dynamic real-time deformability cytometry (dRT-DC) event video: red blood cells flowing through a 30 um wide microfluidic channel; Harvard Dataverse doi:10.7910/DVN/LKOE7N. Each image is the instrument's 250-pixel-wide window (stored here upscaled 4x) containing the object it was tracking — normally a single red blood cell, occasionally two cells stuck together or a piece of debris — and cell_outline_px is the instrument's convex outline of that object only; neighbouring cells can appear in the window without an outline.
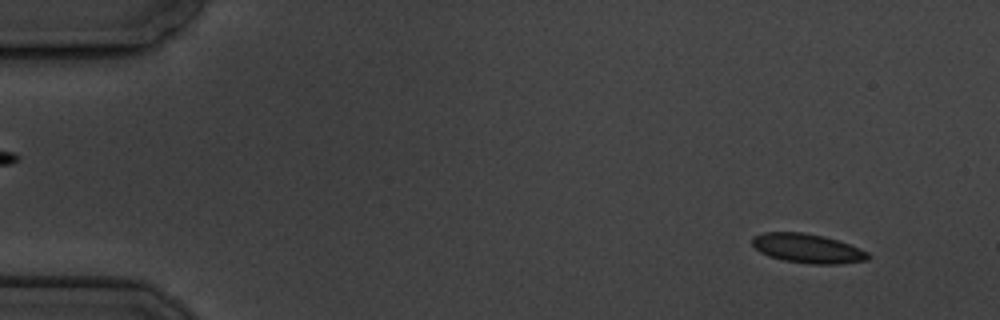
{"species": "common noctule bat (a hibernating species)", "species_latin": "Nyctalus noctula", "temperature_condition": "cold", "stored_images_in_passage": 8, "camera_frame_rate_fps": 3000, "um_per_image_px": 0.085, "animal": {"sex": "male", "body_mass_g": 19.5, "forearm_length_mm": 54.6}, "frame": {"image": 1, "passage_image": 1, "time_ms": 0.0, "image_size_px": [1000, 320], "cell_outline_px": [[872, 256], [868, 260], [836, 264], [812, 264], [784, 260], [768, 256], [760, 252], [752, 244], [752, 236], [764, 232], [804, 232], [824, 236], [860, 248], [868, 252]], "centroid_in_image_um": [68.64, 21.11], "position_along_channel_um": 16.4, "area_um2": 19.77}}
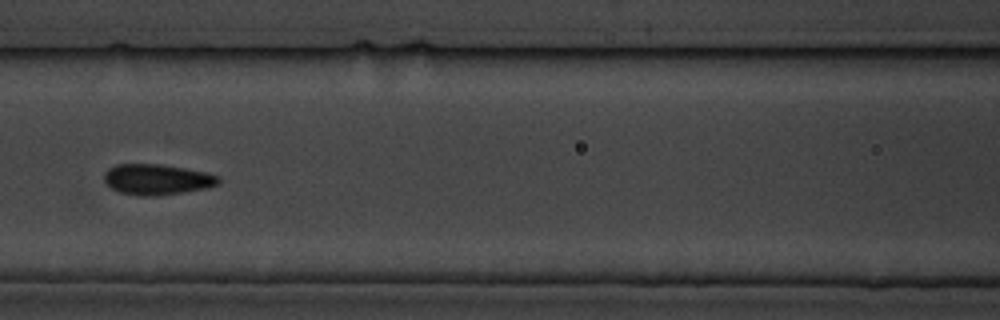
{"frame": {"image": 2, "passage_image": 7, "time_ms": 7.0, "image_size_px": [1000, 320], "cell_outline_px": [[220, 184], [208, 188], [184, 192], [156, 196], [140, 196], [120, 192], [112, 188], [104, 180], [104, 172], [108, 168], [116, 164], [160, 164], [184, 168], [204, 172], [220, 176]], "centroid_in_image_um": [13.36, 15.25], "position_along_channel_um": 153.2, "area_um2": 20.52}}
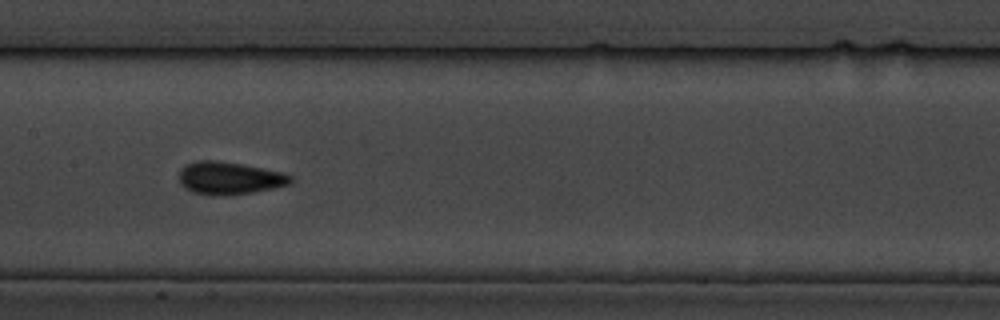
{"frame": {"image": 3, "passage_image": 8, "time_ms": 8.0, "image_size_px": [1000, 320], "cell_outline_px": [[292, 180], [288, 184], [276, 188], [252, 192], [224, 196], [216, 196], [192, 192], [184, 188], [180, 184], [180, 168], [196, 160], [212, 160], [240, 164], [264, 168], [284, 172], [292, 176]], "centroid_in_image_um": [19.5, 15.15], "position_along_channel_um": 187.9, "area_um2": 21.27}}